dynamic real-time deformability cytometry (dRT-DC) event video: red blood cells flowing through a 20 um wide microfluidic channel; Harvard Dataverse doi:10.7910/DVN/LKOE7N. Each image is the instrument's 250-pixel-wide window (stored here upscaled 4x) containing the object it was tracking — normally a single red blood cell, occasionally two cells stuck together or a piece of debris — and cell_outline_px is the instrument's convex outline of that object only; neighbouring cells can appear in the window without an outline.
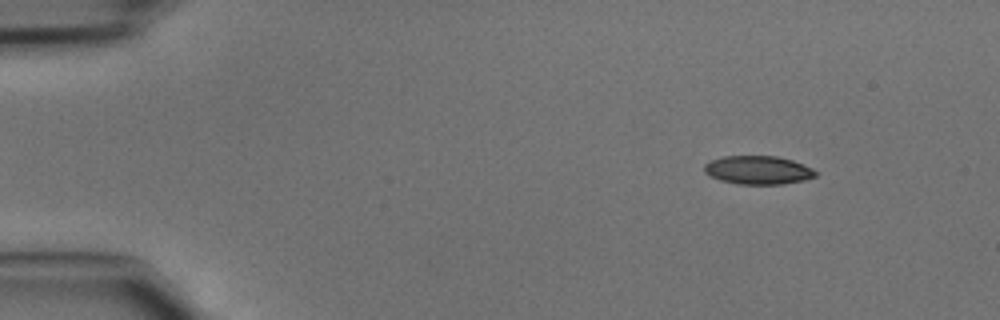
{"species": "common noctule bat (a hibernating species)", "species_latin": "Nyctalus noctula", "temperature_condition": "cold", "stored_images_in_passage": 45, "camera_frame_rate_fps": 3000, "um_per_image_px": 0.085, "animal": {"sex": "male", "body_mass_g": 15.6}, "frame": {"image": 1, "passage_image": 5, "time_ms": 1.333, "image_size_px": [1000, 320], "cell_outline_px": [[820, 172], [816, 176], [804, 180], [780, 184], [740, 184], [720, 180], [704, 172], [704, 164], [712, 160], [724, 156], [776, 156], [792, 160], [812, 168]], "centroid_in_image_um": [64.46, 14.45], "position_along_channel_um": 20.5, "area_um2": 18.38}}
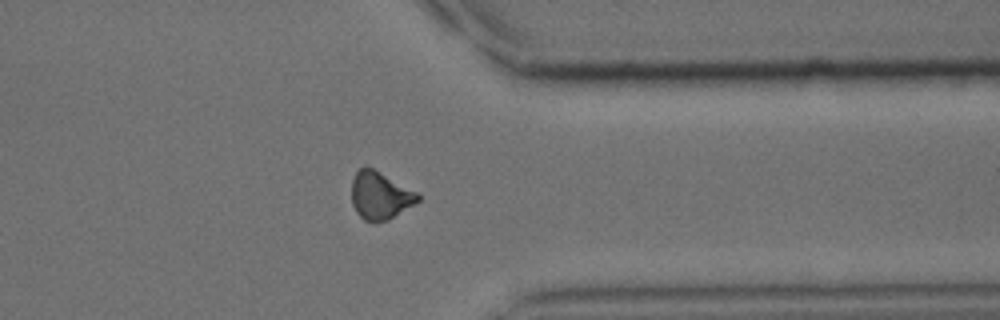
{"frame": {"image": 2, "passage_image": 36, "time_ms": 11.667, "image_size_px": [1000, 320], "cell_outline_px": [[420, 200], [388, 220], [364, 220], [356, 212], [352, 204], [352, 180], [356, 172], [360, 168], [372, 168], [420, 192]], "centroid_in_image_um": [32.33, 16.6], "position_along_channel_um": 379.1, "area_um2": 18.21}}
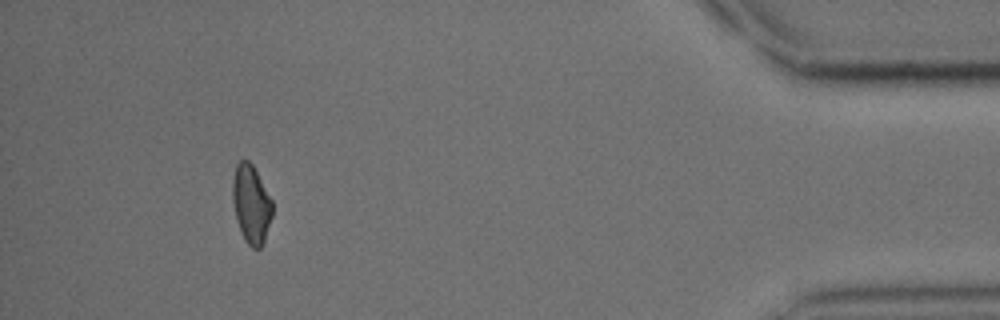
{"frame": {"image": 3, "passage_image": 42, "time_ms": 13.667, "image_size_px": [1000, 320], "cell_outline_px": [[272, 216], [264, 240], [260, 248], [252, 248], [244, 240], [240, 232], [236, 220], [232, 200], [232, 180], [236, 164], [240, 160], [248, 160], [252, 164], [272, 200]], "centroid_in_image_um": [21.33, 17.35], "position_along_channel_um": 413.9, "area_um2": 18.21}}